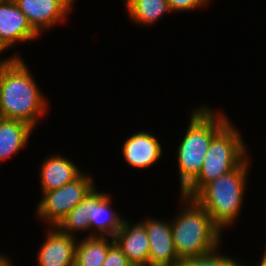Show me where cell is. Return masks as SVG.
Returning <instances> with one entry per match:
<instances>
[{"label":"cell","instance_id":"6da1fadb","mask_svg":"<svg viewBox=\"0 0 266 266\" xmlns=\"http://www.w3.org/2000/svg\"><path fill=\"white\" fill-rule=\"evenodd\" d=\"M26 64L17 55L2 66L0 78V117L36 125L47 103Z\"/></svg>","mask_w":266,"mask_h":266},{"label":"cell","instance_id":"7a4b0ae2","mask_svg":"<svg viewBox=\"0 0 266 266\" xmlns=\"http://www.w3.org/2000/svg\"><path fill=\"white\" fill-rule=\"evenodd\" d=\"M199 108L178 149L181 192L198 176L212 138L229 122L224 114Z\"/></svg>","mask_w":266,"mask_h":266},{"label":"cell","instance_id":"3957f363","mask_svg":"<svg viewBox=\"0 0 266 266\" xmlns=\"http://www.w3.org/2000/svg\"><path fill=\"white\" fill-rule=\"evenodd\" d=\"M189 200L191 206L183 208L175 221L170 224L174 247L178 258L201 256L217 249L220 229L214 224L209 213L194 198L181 196Z\"/></svg>","mask_w":266,"mask_h":266},{"label":"cell","instance_id":"277c9868","mask_svg":"<svg viewBox=\"0 0 266 266\" xmlns=\"http://www.w3.org/2000/svg\"><path fill=\"white\" fill-rule=\"evenodd\" d=\"M247 158L234 170L206 184L193 198L209 213L214 224H231L238 216L243 202Z\"/></svg>","mask_w":266,"mask_h":266},{"label":"cell","instance_id":"5b68a950","mask_svg":"<svg viewBox=\"0 0 266 266\" xmlns=\"http://www.w3.org/2000/svg\"><path fill=\"white\" fill-rule=\"evenodd\" d=\"M245 159L244 142L228 122L212 138L198 176L182 191V195L193 198L206 184L234 170Z\"/></svg>","mask_w":266,"mask_h":266},{"label":"cell","instance_id":"8992f818","mask_svg":"<svg viewBox=\"0 0 266 266\" xmlns=\"http://www.w3.org/2000/svg\"><path fill=\"white\" fill-rule=\"evenodd\" d=\"M93 188L95 186L91 178L81 174L73 182L58 189L43 192V198L38 204L37 213L55 227Z\"/></svg>","mask_w":266,"mask_h":266},{"label":"cell","instance_id":"52a82bcc","mask_svg":"<svg viewBox=\"0 0 266 266\" xmlns=\"http://www.w3.org/2000/svg\"><path fill=\"white\" fill-rule=\"evenodd\" d=\"M143 224L149 241V266H179L171 225L155 219Z\"/></svg>","mask_w":266,"mask_h":266},{"label":"cell","instance_id":"ba28073f","mask_svg":"<svg viewBox=\"0 0 266 266\" xmlns=\"http://www.w3.org/2000/svg\"><path fill=\"white\" fill-rule=\"evenodd\" d=\"M31 27L40 34L57 21L63 20L74 0H14Z\"/></svg>","mask_w":266,"mask_h":266},{"label":"cell","instance_id":"9c48e42d","mask_svg":"<svg viewBox=\"0 0 266 266\" xmlns=\"http://www.w3.org/2000/svg\"><path fill=\"white\" fill-rule=\"evenodd\" d=\"M37 35L14 0L0 5V46L3 49L17 41L32 40Z\"/></svg>","mask_w":266,"mask_h":266},{"label":"cell","instance_id":"30bf717a","mask_svg":"<svg viewBox=\"0 0 266 266\" xmlns=\"http://www.w3.org/2000/svg\"><path fill=\"white\" fill-rule=\"evenodd\" d=\"M42 245L38 262L40 266H74L77 242L74 236L53 227ZM57 229V230H56Z\"/></svg>","mask_w":266,"mask_h":266},{"label":"cell","instance_id":"8fae6325","mask_svg":"<svg viewBox=\"0 0 266 266\" xmlns=\"http://www.w3.org/2000/svg\"><path fill=\"white\" fill-rule=\"evenodd\" d=\"M114 240L133 266H149V241L143 223L130 228L124 220Z\"/></svg>","mask_w":266,"mask_h":266},{"label":"cell","instance_id":"7c38bea8","mask_svg":"<svg viewBox=\"0 0 266 266\" xmlns=\"http://www.w3.org/2000/svg\"><path fill=\"white\" fill-rule=\"evenodd\" d=\"M162 154L156 137L147 132H139L129 137L123 145V156L131 166L146 168L153 165Z\"/></svg>","mask_w":266,"mask_h":266},{"label":"cell","instance_id":"4fadbf2b","mask_svg":"<svg viewBox=\"0 0 266 266\" xmlns=\"http://www.w3.org/2000/svg\"><path fill=\"white\" fill-rule=\"evenodd\" d=\"M109 195L104 193L100 194L93 188L90 191V228H98L100 231V237L109 235V237L114 238L118 230L121 228L122 220L119 215L110 208V198ZM105 234V235H104Z\"/></svg>","mask_w":266,"mask_h":266},{"label":"cell","instance_id":"5bb4252c","mask_svg":"<svg viewBox=\"0 0 266 266\" xmlns=\"http://www.w3.org/2000/svg\"><path fill=\"white\" fill-rule=\"evenodd\" d=\"M75 164L60 156L48 158L41 168L42 192L58 189L78 178L81 173Z\"/></svg>","mask_w":266,"mask_h":266},{"label":"cell","instance_id":"9a60e30c","mask_svg":"<svg viewBox=\"0 0 266 266\" xmlns=\"http://www.w3.org/2000/svg\"><path fill=\"white\" fill-rule=\"evenodd\" d=\"M33 127L29 124L0 117V161L9 158L26 143Z\"/></svg>","mask_w":266,"mask_h":266},{"label":"cell","instance_id":"2e32d148","mask_svg":"<svg viewBox=\"0 0 266 266\" xmlns=\"http://www.w3.org/2000/svg\"><path fill=\"white\" fill-rule=\"evenodd\" d=\"M105 238L93 234L77 243L74 266H102L109 247L115 242L112 238L109 244Z\"/></svg>","mask_w":266,"mask_h":266},{"label":"cell","instance_id":"e0dca14e","mask_svg":"<svg viewBox=\"0 0 266 266\" xmlns=\"http://www.w3.org/2000/svg\"><path fill=\"white\" fill-rule=\"evenodd\" d=\"M127 10L133 20L145 25L156 22L167 11H171L168 0H128Z\"/></svg>","mask_w":266,"mask_h":266},{"label":"cell","instance_id":"ac0fdd59","mask_svg":"<svg viewBox=\"0 0 266 266\" xmlns=\"http://www.w3.org/2000/svg\"><path fill=\"white\" fill-rule=\"evenodd\" d=\"M90 192L89 194L73 208L56 226L63 233L73 236L71 232L74 230L90 229Z\"/></svg>","mask_w":266,"mask_h":266},{"label":"cell","instance_id":"d6986e66","mask_svg":"<svg viewBox=\"0 0 266 266\" xmlns=\"http://www.w3.org/2000/svg\"><path fill=\"white\" fill-rule=\"evenodd\" d=\"M217 249L201 256L181 259L179 266H243L229 257L220 256Z\"/></svg>","mask_w":266,"mask_h":266},{"label":"cell","instance_id":"ffe728a7","mask_svg":"<svg viewBox=\"0 0 266 266\" xmlns=\"http://www.w3.org/2000/svg\"><path fill=\"white\" fill-rule=\"evenodd\" d=\"M102 266H133L123 253L122 249L114 242L108 249L106 259Z\"/></svg>","mask_w":266,"mask_h":266},{"label":"cell","instance_id":"44dd1931","mask_svg":"<svg viewBox=\"0 0 266 266\" xmlns=\"http://www.w3.org/2000/svg\"><path fill=\"white\" fill-rule=\"evenodd\" d=\"M207 0H168L171 11H184L203 6Z\"/></svg>","mask_w":266,"mask_h":266},{"label":"cell","instance_id":"7402d4cb","mask_svg":"<svg viewBox=\"0 0 266 266\" xmlns=\"http://www.w3.org/2000/svg\"><path fill=\"white\" fill-rule=\"evenodd\" d=\"M0 266H11V263L7 258L0 255Z\"/></svg>","mask_w":266,"mask_h":266},{"label":"cell","instance_id":"603a6c76","mask_svg":"<svg viewBox=\"0 0 266 266\" xmlns=\"http://www.w3.org/2000/svg\"><path fill=\"white\" fill-rule=\"evenodd\" d=\"M2 51H4V49L0 46V53H1ZM9 60H10V59L8 58L7 60H3V61H1V62H0V66L5 65Z\"/></svg>","mask_w":266,"mask_h":266},{"label":"cell","instance_id":"cb8c5ba5","mask_svg":"<svg viewBox=\"0 0 266 266\" xmlns=\"http://www.w3.org/2000/svg\"><path fill=\"white\" fill-rule=\"evenodd\" d=\"M259 266H266V252H265V254H264Z\"/></svg>","mask_w":266,"mask_h":266},{"label":"cell","instance_id":"d4e9b609","mask_svg":"<svg viewBox=\"0 0 266 266\" xmlns=\"http://www.w3.org/2000/svg\"><path fill=\"white\" fill-rule=\"evenodd\" d=\"M8 0H0V5L6 3Z\"/></svg>","mask_w":266,"mask_h":266},{"label":"cell","instance_id":"484cf974","mask_svg":"<svg viewBox=\"0 0 266 266\" xmlns=\"http://www.w3.org/2000/svg\"><path fill=\"white\" fill-rule=\"evenodd\" d=\"M1 71H2V66H0V78H1Z\"/></svg>","mask_w":266,"mask_h":266}]
</instances>
